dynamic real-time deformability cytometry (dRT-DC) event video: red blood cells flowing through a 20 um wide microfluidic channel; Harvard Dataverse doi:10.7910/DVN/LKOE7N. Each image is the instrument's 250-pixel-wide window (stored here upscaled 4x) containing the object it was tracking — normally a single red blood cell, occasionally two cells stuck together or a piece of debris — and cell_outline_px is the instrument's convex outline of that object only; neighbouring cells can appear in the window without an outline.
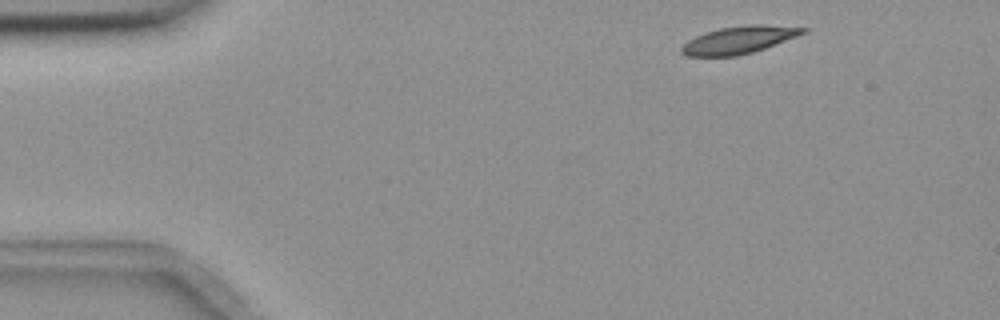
{"species": "common noctule bat (a hibernating species)", "species_latin": "Nyctalus noctula", "temperature_condition": "room temperature", "stored_images_in_passage": 4, "camera_frame_rate_fps": 3000, "um_per_image_px": 0.085, "animal": {"sex": "female", "body_mass_g": 18.4}, "frame": {"image": 1, "passage_image": 1, "time_ms": 0.0, "image_size_px": [1000, 320], "cell_outline_px": [[808, 28], [804, 32], [796, 36], [764, 48], [752, 52], [736, 56], [688, 56], [680, 52], [680, 48], [688, 40], [704, 32], [720, 28], [756, 24]], "centroid_in_image_um": [62.74, 3.4], "position_along_channel_um": 22.3, "area_um2": 18.96}}
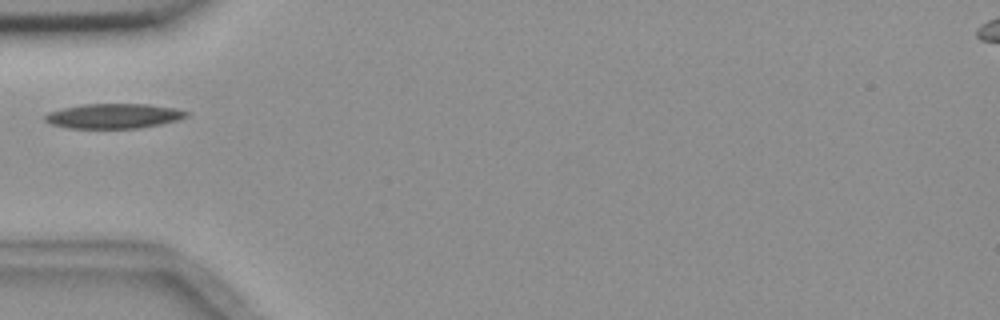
{"frame": {"image": 2, "passage_image": 4, "time_ms": 3.667, "image_size_px": [1000, 320], "cell_outline_px": [[192, 112], [188, 116], [176, 120], [160, 124], [140, 128], [68, 128], [52, 124], [44, 120], [44, 116], [48, 112], [60, 108], [84, 104], [148, 104], [176, 108]], "centroid_in_image_um": [9.67, 9.85], "position_along_channel_um": 75.3, "area_um2": 20.58}}